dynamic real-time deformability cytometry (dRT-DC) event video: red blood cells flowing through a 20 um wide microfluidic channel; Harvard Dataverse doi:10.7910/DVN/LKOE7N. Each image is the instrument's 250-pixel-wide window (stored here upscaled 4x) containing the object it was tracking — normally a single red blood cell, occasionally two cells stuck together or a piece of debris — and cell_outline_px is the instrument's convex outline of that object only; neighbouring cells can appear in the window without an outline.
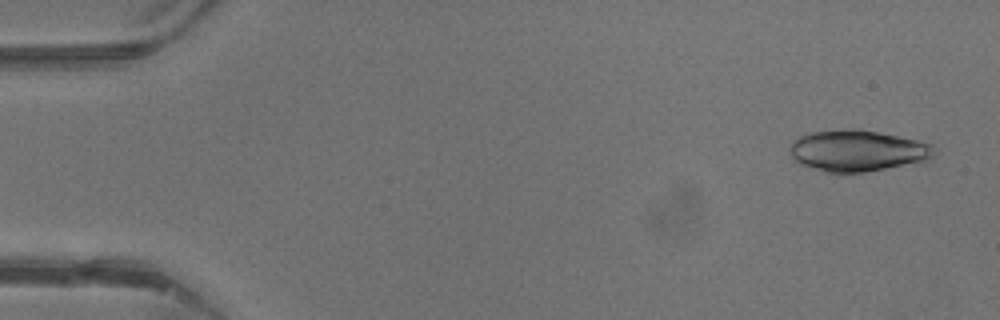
{"species": "common noctule bat (a hibernating species)", "species_latin": "Nyctalus noctula", "temperature_condition": "warm", "stored_images_in_passage": 26, "camera_frame_rate_fps": 3000, "um_per_image_px": 0.085, "animal": {"sex": "male", "body_mass_g": 13.3}, "frame": {"image": 1, "passage_image": 2, "time_ms": 0.333, "image_size_px": [1000, 320], "cell_outline_px": [[932, 156], [924, 164], [864, 172], [824, 172], [800, 164], [792, 156], [792, 140], [800, 136], [812, 132], [852, 128], [856, 128], [916, 140], [932, 144]], "centroid_in_image_um": [72.94, 12.83], "position_along_channel_um": 12.1, "area_um2": 34.8}}
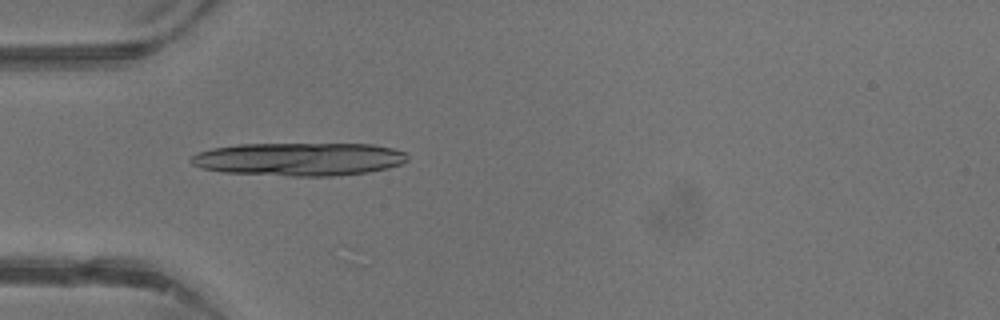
{"frame": {"image": 2, "passage_image": 13, "time_ms": 4.0, "image_size_px": [1000, 320], "cell_outline_px": [[408, 160], [400, 164], [388, 168], [368, 172], [340, 176], [288, 176], [224, 172], [200, 168], [192, 164], [188, 160], [196, 152], [212, 148], [240, 144], [372, 144], [392, 148], [404, 152], [408, 156]], "centroid_in_image_um": [25.41, 13.53], "position_along_channel_um": 59.6, "area_um2": 42.08}}